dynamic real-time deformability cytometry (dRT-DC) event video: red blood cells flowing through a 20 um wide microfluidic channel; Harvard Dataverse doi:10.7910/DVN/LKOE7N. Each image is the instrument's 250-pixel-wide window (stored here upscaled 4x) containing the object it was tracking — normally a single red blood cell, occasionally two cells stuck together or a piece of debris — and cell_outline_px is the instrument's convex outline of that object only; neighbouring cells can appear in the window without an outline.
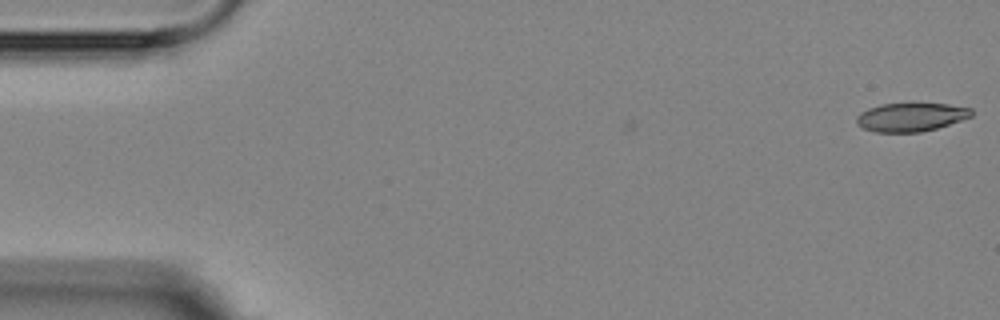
{"species": "Egyptian fruit bat (a non-hibernating species)", "species_latin": "Rousettus aegyptiacus", "temperature_condition": "room temperature", "stored_images_in_passage": 2, "camera_frame_rate_fps": 3000, "um_per_image_px": 0.085, "animal": {"sex": "female"}, "frame": {"image": 1, "passage_image": 2, "time_ms": 1.0, "image_size_px": [1000, 320], "cell_outline_px": [[972, 116], [936, 128], [920, 132], [876, 132], [864, 128], [856, 124], [856, 116], [860, 112], [868, 108], [880, 104], [912, 100], [948, 104], [972, 108]], "centroid_in_image_um": [77.4, 9.89], "position_along_channel_um": 7.6, "area_um2": 19.94}}